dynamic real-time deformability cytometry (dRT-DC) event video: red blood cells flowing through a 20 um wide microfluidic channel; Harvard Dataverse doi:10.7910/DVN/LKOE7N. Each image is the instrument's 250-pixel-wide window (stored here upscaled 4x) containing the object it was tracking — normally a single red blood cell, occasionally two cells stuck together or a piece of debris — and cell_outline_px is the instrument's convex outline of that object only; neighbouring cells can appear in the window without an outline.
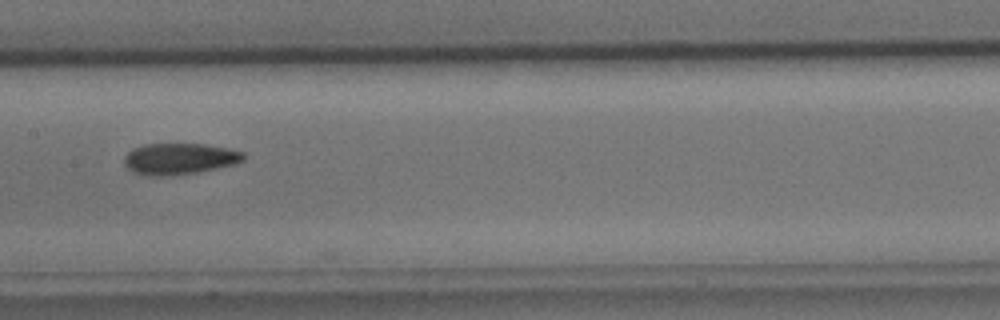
{"species": "common noctule bat (a hibernating species)", "species_latin": "Nyctalus noctula", "temperature_condition": "cold", "stored_images_in_passage": 8, "camera_frame_rate_fps": 3000, "um_per_image_px": 0.085, "animal": {"sex": "male", "body_mass_g": 15.6}, "frame": {"image": 1, "passage_image": 6, "time_ms": 6.0, "image_size_px": [1000, 320], "cell_outline_px": [[244, 160], [236, 164], [200, 172], [160, 176], [148, 176], [132, 172], [124, 164], [124, 156], [132, 148], [144, 144], [204, 144], [228, 148], [244, 152]], "centroid_in_image_um": [15.25, 13.5], "position_along_channel_um": 192.2, "area_um2": 21.91}}
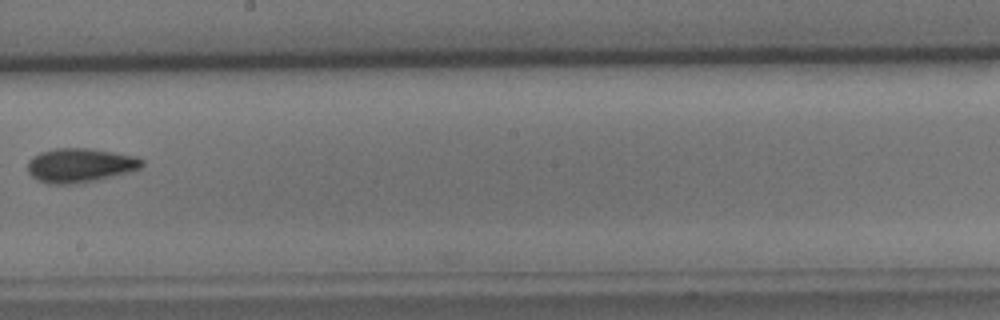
{"frame": {"image": 2, "passage_image": 7, "time_ms": 7.333, "image_size_px": [1000, 320], "cell_outline_px": [[144, 164], [140, 168], [128, 172], [96, 180], [76, 184], [52, 184], [36, 180], [28, 172], [28, 160], [32, 156], [40, 152], [56, 148], [88, 148], [136, 156], [144, 160]], "centroid_in_image_um": [6.78, 14.05], "position_along_channel_um": 241.4, "area_um2": 22.77}}